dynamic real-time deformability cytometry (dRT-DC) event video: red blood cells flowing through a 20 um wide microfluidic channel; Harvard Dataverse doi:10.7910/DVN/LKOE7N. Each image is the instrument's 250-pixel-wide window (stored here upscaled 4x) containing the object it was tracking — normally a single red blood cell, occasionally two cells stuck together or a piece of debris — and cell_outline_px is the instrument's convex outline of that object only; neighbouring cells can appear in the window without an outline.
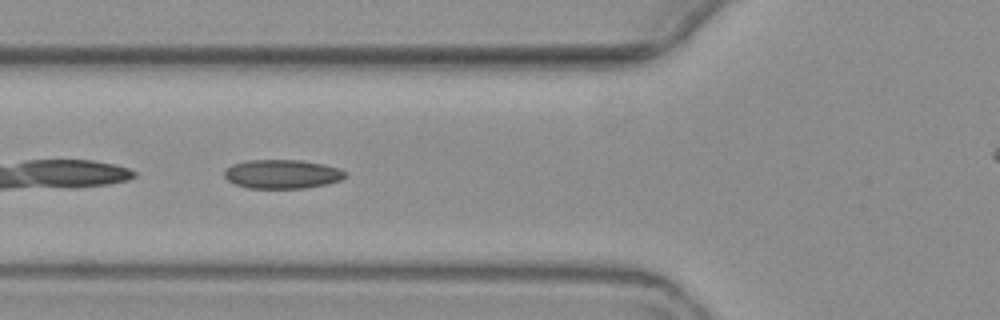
{"species": "common noctule bat (a hibernating species)", "species_latin": "Nyctalus noctula", "temperature_condition": "warm", "stored_images_in_passage": 5, "camera_frame_rate_fps": 3000, "um_per_image_px": 0.085, "animal": {"sex": "female", "body_mass_g": 19.3, "forearm_length_mm": 54.1}, "frame": {"image": 1, "passage_image": 5, "time_ms": 5.333, "image_size_px": [1000, 320], "cell_outline_px": [[348, 176], [340, 180], [328, 184], [304, 188], [248, 188], [236, 184], [228, 180], [224, 176], [224, 168], [232, 164], [248, 160], [300, 160], [324, 164], [340, 168], [348, 172]], "centroid_in_image_um": [24.01, 14.79], "position_along_channel_um": 101.8, "area_um2": 20.63}}